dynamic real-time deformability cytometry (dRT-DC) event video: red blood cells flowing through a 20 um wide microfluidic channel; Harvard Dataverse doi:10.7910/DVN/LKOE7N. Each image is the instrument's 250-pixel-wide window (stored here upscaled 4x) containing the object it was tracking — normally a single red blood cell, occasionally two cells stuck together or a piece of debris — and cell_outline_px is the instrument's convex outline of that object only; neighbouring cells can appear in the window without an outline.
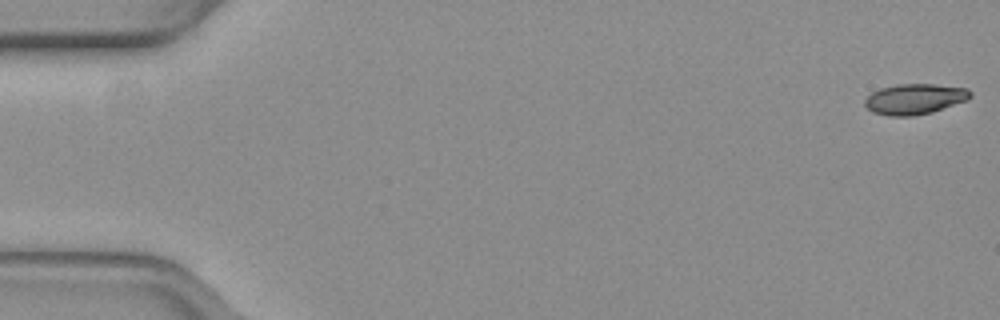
{"species": "common noctule bat (a hibernating species)", "species_latin": "Nyctalus noctula", "temperature_condition": "warm", "stored_images_in_passage": 11, "camera_frame_rate_fps": 3000, "um_per_image_px": 0.085, "animal": {"sex": "female", "body_mass_g": 19.3, "forearm_length_mm": 54.1}, "frame": {"image": 1, "passage_image": 1, "time_ms": 0.0, "image_size_px": [1000, 320], "cell_outline_px": [[972, 96], [968, 100], [932, 112], [912, 116], [888, 116], [872, 112], [864, 104], [864, 100], [872, 92], [880, 88], [896, 84], [932, 84], [968, 88], [972, 92]], "centroid_in_image_um": [77.76, 8.41], "position_along_channel_um": 7.2, "area_um2": 18.9}}